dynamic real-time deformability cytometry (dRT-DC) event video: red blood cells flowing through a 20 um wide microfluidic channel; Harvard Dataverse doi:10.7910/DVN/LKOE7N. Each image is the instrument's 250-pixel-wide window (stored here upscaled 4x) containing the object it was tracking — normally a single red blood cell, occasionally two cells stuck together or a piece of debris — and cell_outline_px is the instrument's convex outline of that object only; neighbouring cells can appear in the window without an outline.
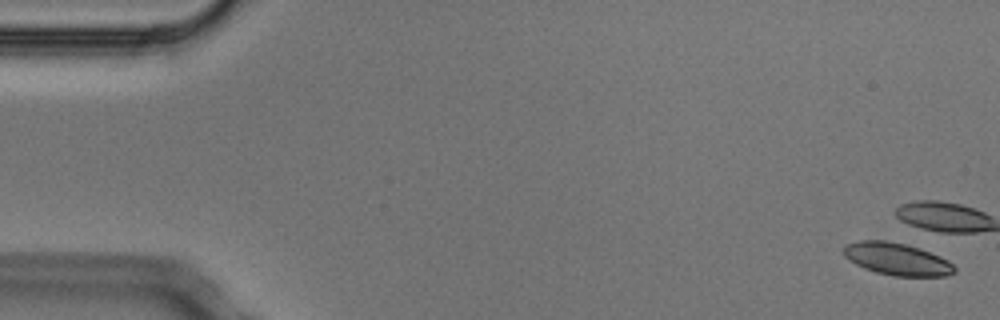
{"species": "Egyptian fruit bat (a non-hibernating species)", "species_latin": "Rousettus aegyptiacus", "temperature_condition": "cold", "stored_images_in_passage": 5, "camera_frame_rate_fps": 3000, "um_per_image_px": 0.085, "animal": {"sex": "male"}, "frame": {"image": 1, "passage_image": 1, "time_ms": 0.0, "image_size_px": [1000, 320], "cell_outline_px": [[956, 272], [948, 276], [892, 276], [876, 272], [864, 268], [848, 260], [844, 256], [844, 244], [860, 240], [884, 240], [904, 244], [920, 248], [940, 256], [948, 260], [956, 268]], "centroid_in_image_um": [76.24, 22.02], "position_along_channel_um": 8.8, "area_um2": 20.98}}
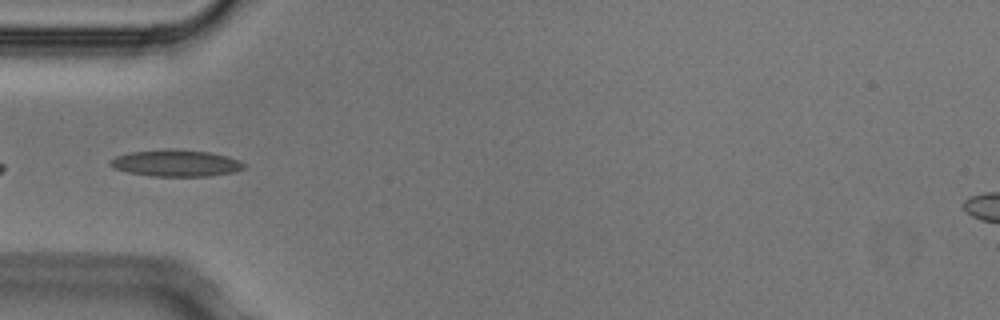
{"frame": {"image": 2, "passage_image": 5, "time_ms": 1.333, "image_size_px": [1000, 320], "cell_outline_px": [[248, 164], [244, 168], [236, 172], [208, 176], [152, 176], [128, 172], [116, 168], [108, 164], [108, 160], [116, 156], [132, 152], [160, 148], [172, 148], [208, 152], [228, 156], [240, 160]], "centroid_in_image_um": [14.99, 13.85], "position_along_channel_um": 70.0, "area_um2": 21.1}}